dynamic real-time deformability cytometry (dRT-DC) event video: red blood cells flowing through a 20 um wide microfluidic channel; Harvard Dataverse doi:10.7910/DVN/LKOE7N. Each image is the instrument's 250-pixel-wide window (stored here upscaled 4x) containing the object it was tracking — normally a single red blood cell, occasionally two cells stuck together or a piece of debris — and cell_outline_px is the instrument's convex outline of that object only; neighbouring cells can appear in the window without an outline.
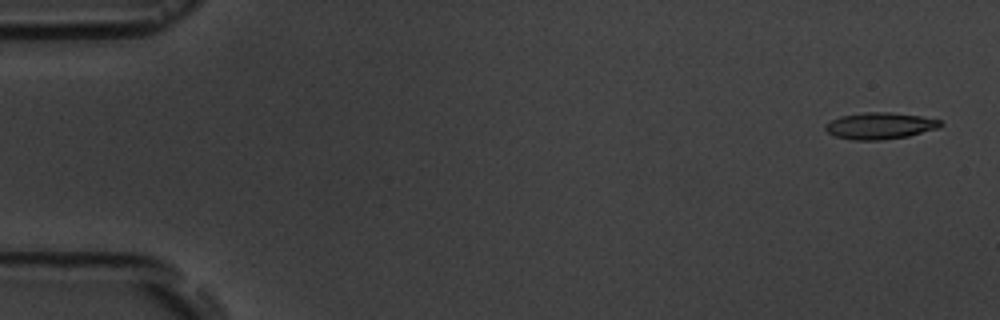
{"species": "common noctule bat (a hibernating species)", "species_latin": "Nyctalus noctula", "temperature_condition": "room temperature", "stored_images_in_passage": 5, "camera_frame_rate_fps": 3000, "um_per_image_px": 0.085, "animal": {"sex": "male", "body_mass_g": 19.5, "forearm_length_mm": 54.6}, "frame": {"image": 1, "passage_image": 1, "time_ms": 0.0, "image_size_px": [1000, 320], "cell_outline_px": [[944, 124], [940, 128], [908, 136], [880, 140], [852, 140], [836, 136], [828, 132], [824, 128], [824, 124], [840, 116], [864, 112], [888, 112], [920, 116], [940, 120]], "centroid_in_image_um": [74.8, 10.69], "position_along_channel_um": 10.2, "area_um2": 17.86}}
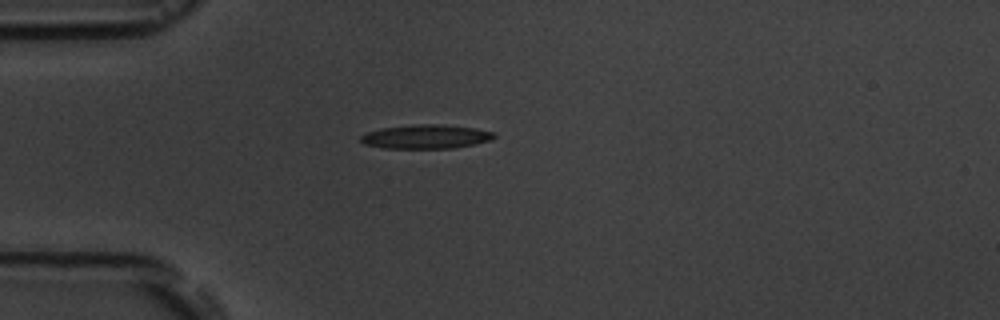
{"frame": {"image": 2, "passage_image": 5, "time_ms": 4.333, "image_size_px": [1000, 320], "cell_outline_px": [[496, 136], [488, 140], [472, 144], [452, 148], [384, 148], [364, 144], [360, 140], [360, 136], [368, 132], [380, 128], [424, 124], [436, 124], [476, 128], [496, 132]], "centroid_in_image_um": [36.19, 11.61], "position_along_channel_um": 48.8, "area_um2": 18.38}}